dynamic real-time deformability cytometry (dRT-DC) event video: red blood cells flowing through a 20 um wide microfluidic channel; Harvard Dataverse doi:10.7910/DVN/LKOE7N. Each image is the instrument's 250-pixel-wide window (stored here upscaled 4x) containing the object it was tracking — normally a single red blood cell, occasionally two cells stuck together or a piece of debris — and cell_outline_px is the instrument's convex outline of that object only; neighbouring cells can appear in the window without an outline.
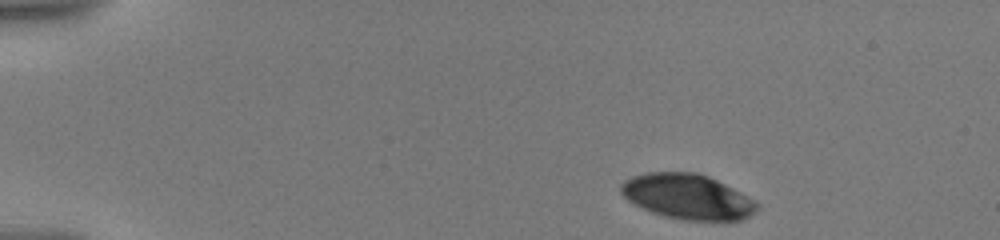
{"species": "human", "species_latin": "Homo sapiens", "temperature_condition": "warm", "stored_images_in_passage": 9, "camera_frame_rate_fps": 3000, "um_per_image_px": 0.085, "donor": {"sex": "male"}, "frame": {"image": 1, "passage_image": 1, "time_ms": 0.0, "image_size_px": [1000, 240], "cell_outline_px": [[760, 208], [748, 216], [740, 220], [684, 220], [652, 212], [628, 200], [620, 192], [620, 184], [624, 180], [632, 176], [648, 172], [696, 172], [708, 176], [756, 200], [760, 204]], "centroid_in_image_um": [58.45, 16.7], "position_along_channel_um": 26.5, "area_um2": 35.55}}
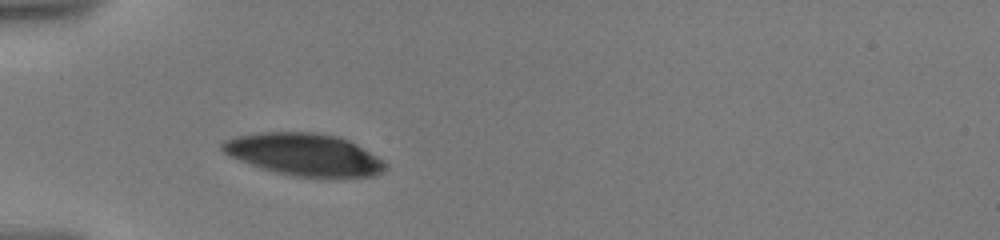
{"frame": {"image": 2, "passage_image": 7, "time_ms": 3.333, "image_size_px": [1000, 240], "cell_outline_px": [[388, 168], [372, 176], [296, 176], [276, 172], [260, 168], [228, 156], [220, 148], [220, 144], [224, 140], [236, 136], [260, 132], [316, 132], [336, 136], [348, 140], [356, 144], [376, 156], [388, 164]], "centroid_in_image_um": [25.8, 13.11], "position_along_channel_um": 59.2, "area_um2": 39.77}}
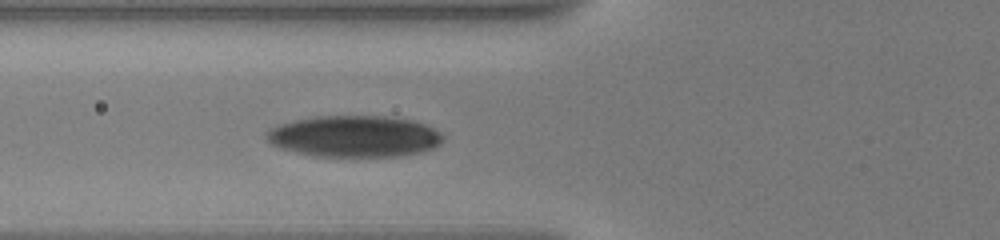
{"frame": {"image": 3, "passage_image": 9, "time_ms": 4.667, "image_size_px": [1000, 240], "cell_outline_px": [[444, 140], [440, 144], [432, 148], [420, 152], [400, 156], [316, 156], [296, 152], [272, 144], [264, 136], [268, 128], [280, 124], [296, 120], [316, 116], [384, 116], [412, 120], [424, 124], [440, 132], [444, 136]], "centroid_in_image_um": [30.13, 11.58], "position_along_channel_um": 95.7, "area_um2": 42.48}}